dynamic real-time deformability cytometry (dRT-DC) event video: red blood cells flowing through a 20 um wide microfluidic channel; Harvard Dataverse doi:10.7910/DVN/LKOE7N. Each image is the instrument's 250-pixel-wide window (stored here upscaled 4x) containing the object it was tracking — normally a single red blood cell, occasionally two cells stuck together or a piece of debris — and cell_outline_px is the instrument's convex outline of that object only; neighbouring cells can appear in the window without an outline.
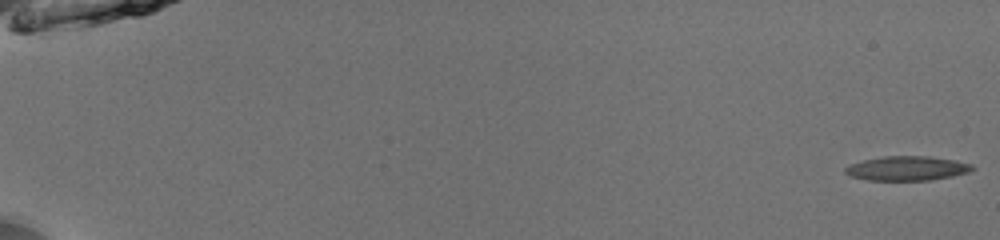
{"species": "common noctule bat (a hibernating species)", "species_latin": "Nyctalus noctula", "temperature_condition": "room temperature", "stored_images_in_passage": 19, "camera_frame_rate_fps": 3000, "um_per_image_px": 0.085, "animal": {"sex": "male", "body_mass_g": 13.0, "forearm_length_mm": 53.1}, "frame": {"image": 1, "passage_image": 1, "time_ms": 0.0, "image_size_px": [1000, 240], "cell_outline_px": [[976, 168], [968, 172], [952, 176], [932, 180], [868, 180], [852, 176], [844, 172], [844, 168], [852, 164], [864, 160], [884, 156], [928, 156], [956, 160], [972, 164]], "centroid_in_image_um": [77.14, 14.31], "position_along_channel_um": 7.9, "area_um2": 17.98}}
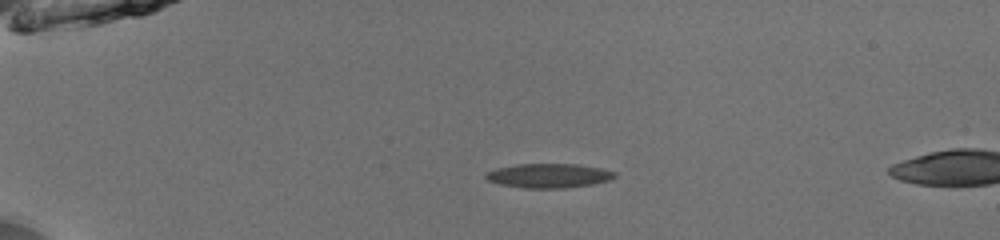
{"frame": {"image": 2, "passage_image": 14, "time_ms": 4.333, "image_size_px": [1000, 240], "cell_outline_px": [[616, 176], [608, 180], [592, 184], [564, 188], [524, 188], [500, 184], [488, 180], [484, 176], [488, 172], [496, 168], [516, 164], [576, 164], [600, 168], [616, 172]], "centroid_in_image_um": [46.63, 14.93], "position_along_channel_um": 38.4, "area_um2": 18.09}}